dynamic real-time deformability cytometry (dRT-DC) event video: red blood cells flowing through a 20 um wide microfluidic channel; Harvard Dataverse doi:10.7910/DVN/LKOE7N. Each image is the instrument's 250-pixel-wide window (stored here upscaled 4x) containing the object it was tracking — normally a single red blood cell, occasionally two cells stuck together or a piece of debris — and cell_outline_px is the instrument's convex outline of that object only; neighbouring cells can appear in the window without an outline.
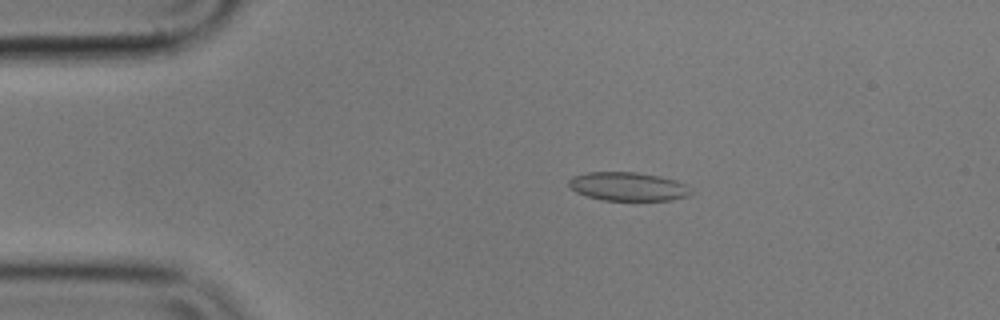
{"species": "common noctule bat (a hibernating species)", "species_latin": "Nyctalus noctula", "temperature_condition": "cold", "stored_images_in_passage": 55, "camera_frame_rate_fps": 3000, "um_per_image_px": 0.085, "animal": {"sex": "male", "body_mass_g": 17.9}, "frame": {"image": 1, "passage_image": 10, "time_ms": 3.0, "image_size_px": [1000, 320], "cell_outline_px": [[692, 192], [688, 196], [672, 200], [604, 200], [588, 196], [576, 192], [568, 184], [568, 180], [572, 176], [588, 172], [636, 172], [660, 176], [676, 180], [684, 184]], "centroid_in_image_um": [53.37, 15.85], "position_along_channel_um": 31.6, "area_um2": 20.29}}
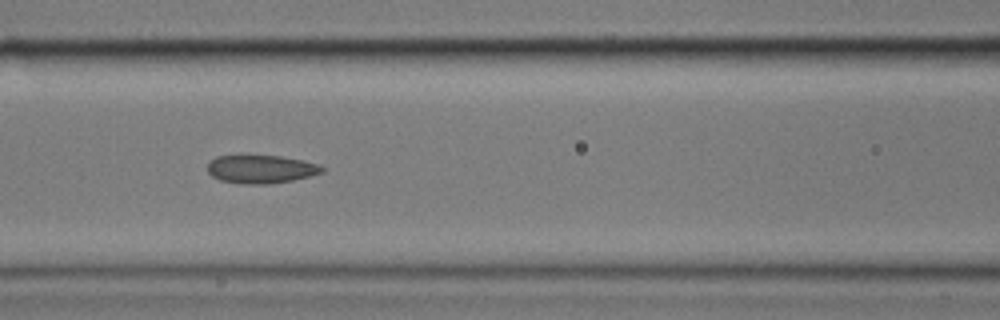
{"frame": {"image": 2, "passage_image": 23, "time_ms": 7.333, "image_size_px": [1000, 320], "cell_outline_px": [[324, 172], [292, 180], [268, 184], [240, 184], [220, 180], [212, 176], [208, 172], [208, 164], [216, 156], [280, 156], [320, 164], [324, 168]], "centroid_in_image_um": [22.18, 14.39], "position_along_channel_um": 144.4, "area_um2": 18.67}}
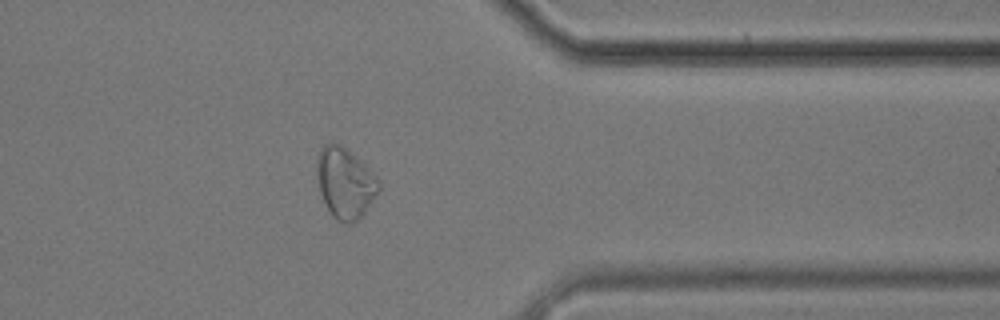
{"frame": {"image": 3, "passage_image": 44, "time_ms": 14.333, "image_size_px": [1000, 320], "cell_outline_px": [[380, 188], [376, 196], [364, 212], [352, 224], [344, 224], [336, 220], [332, 216], [320, 192], [316, 180], [316, 160], [320, 148], [324, 144], [332, 140], [340, 144], [360, 160], [380, 180]], "centroid_in_image_um": [29.3, 15.53], "position_along_channel_um": 382.1, "area_um2": 25.66}, "authors_computed_cell_mechanics": {"area_um2": 20.3456, "velocity_mm_per_s": 3.5672, "shape_relaxation_time_tau1_ms": null, "shape_relaxation_time_tau2_ms": 2.9275, "deformation_change_tau1": null, "deformation_change_tau2": 0.0899}}